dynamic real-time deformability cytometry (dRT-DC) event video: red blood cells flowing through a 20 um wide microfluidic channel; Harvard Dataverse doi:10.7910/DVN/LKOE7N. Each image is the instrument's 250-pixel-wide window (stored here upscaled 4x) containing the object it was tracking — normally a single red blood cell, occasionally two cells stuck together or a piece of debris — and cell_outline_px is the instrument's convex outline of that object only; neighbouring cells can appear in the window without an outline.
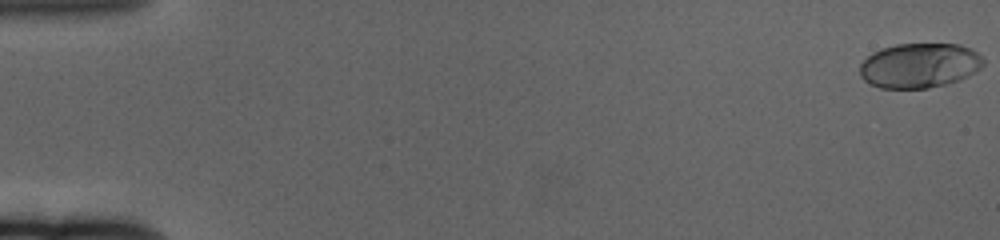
{"species": "human", "species_latin": "Homo sapiens", "temperature_condition": "cold", "stored_images_in_passage": 62, "camera_frame_rate_fps": 3000, "um_per_image_px": 0.085, "donor": {"sex": "female"}, "frame": {"image": 1, "passage_image": 1, "time_ms": 0.0, "image_size_px": [1000, 240], "cell_outline_px": [[984, 64], [976, 72], [960, 80], [928, 88], [880, 88], [868, 84], [860, 76], [860, 64], [872, 52], [880, 48], [896, 44], [960, 44], [972, 48], [984, 60]], "centroid_in_image_um": [78.15, 5.56], "position_along_channel_um": 6.9, "area_um2": 32.48}}
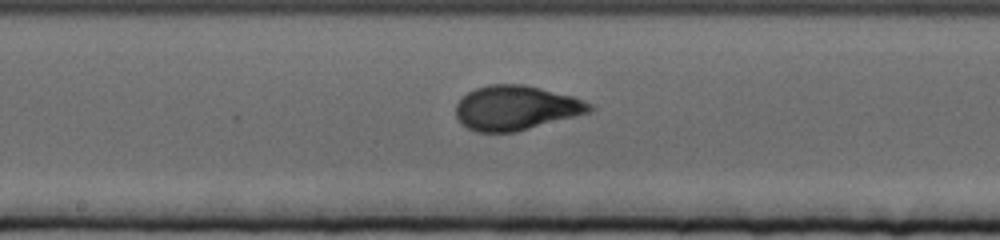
{"frame": {"image": 2, "passage_image": 34, "time_ms": 11.0, "image_size_px": [1000, 240], "cell_outline_px": [[596, 108], [592, 112], [516, 132], [476, 132], [460, 124], [456, 116], [456, 104], [468, 92], [476, 88], [488, 84], [524, 84], [572, 96], [584, 100], [592, 104]], "centroid_in_image_um": [43.87, 9.17], "position_along_channel_um": 204.3, "area_um2": 34.91}}
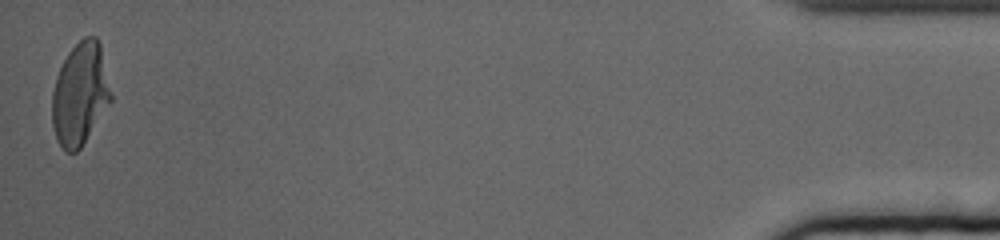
{"frame": {"image": 3, "passage_image": 62, "time_ms": 20.333, "image_size_px": [1000, 240], "cell_outline_px": [[112, 100], [80, 148], [76, 152], [64, 152], [56, 140], [52, 124], [52, 92], [56, 76], [68, 52], [84, 36], [96, 36], [100, 44], [112, 92]], "centroid_in_image_um": [6.8, 8.0], "position_along_channel_um": 428.4, "area_um2": 35.2}, "authors_computed_cell_mechanics": {"area_um2": 33.6974, "velocity_mm_per_s": 3.3116, "shape_relaxation_time_tau1_ms": 5.0239, "shape_relaxation_time_tau2_ms": null, "deformation_change_tau1": 0.2046, "deformation_change_tau2": null}}